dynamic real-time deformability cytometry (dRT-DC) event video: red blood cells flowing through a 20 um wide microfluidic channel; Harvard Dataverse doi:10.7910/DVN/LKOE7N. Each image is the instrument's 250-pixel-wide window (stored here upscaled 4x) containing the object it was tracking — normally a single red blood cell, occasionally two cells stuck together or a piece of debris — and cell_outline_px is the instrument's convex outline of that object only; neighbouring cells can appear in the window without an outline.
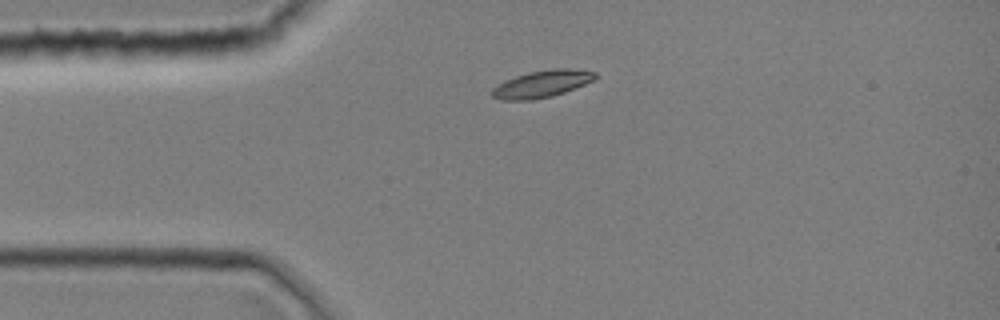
{"species": "common noctule bat (a hibernating species)", "species_latin": "Nyctalus noctula", "temperature_condition": "room temperature", "stored_images_in_passage": 1, "camera_frame_rate_fps": 3000, "um_per_image_px": 0.085, "animal": {"sex": "female", "body_mass_g": 19.0, "forearm_length_mm": 51.5}, "frame": {"image": 1, "passage_image": 1, "time_ms": 0.0, "image_size_px": [1000, 320], "cell_outline_px": [[596, 76], [592, 80], [584, 84], [564, 92], [552, 96], [528, 100], [500, 100], [492, 96], [492, 88], [516, 76], [528, 72], [552, 68], [568, 68], [596, 72]], "centroid_in_image_um": [46.05, 7.13], "position_along_channel_um": 38.9, "area_um2": 15.95}}